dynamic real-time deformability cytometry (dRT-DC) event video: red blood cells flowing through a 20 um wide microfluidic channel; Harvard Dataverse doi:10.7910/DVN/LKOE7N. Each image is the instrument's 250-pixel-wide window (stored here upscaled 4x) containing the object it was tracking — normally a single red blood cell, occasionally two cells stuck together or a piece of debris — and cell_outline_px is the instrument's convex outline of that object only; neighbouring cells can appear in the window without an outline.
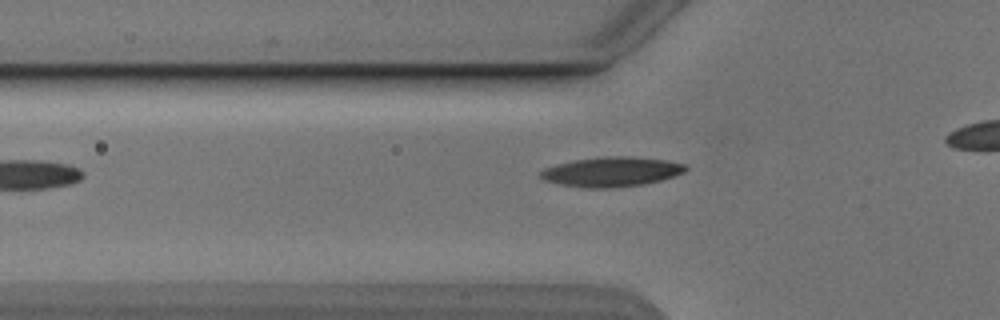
{"species": "Egyptian fruit bat (a non-hibernating species)", "species_latin": "Rousettus aegyptiacus", "temperature_condition": "cold", "stored_images_in_passage": 29, "camera_frame_rate_fps": 3000, "um_per_image_px": 0.085, "animal": {"sex": "male"}, "frame": {"image": 1, "passage_image": 3, "time_ms": 0.667, "image_size_px": [1000, 320], "cell_outline_px": [[684, 168], [680, 172], [668, 176], [652, 180], [632, 184], [572, 184], [556, 180], [544, 176], [544, 172], [552, 168], [564, 164], [584, 160], [656, 160], [676, 164]], "centroid_in_image_um": [52.04, 14.59], "position_along_channel_um": 73.8, "area_um2": 19.25}}
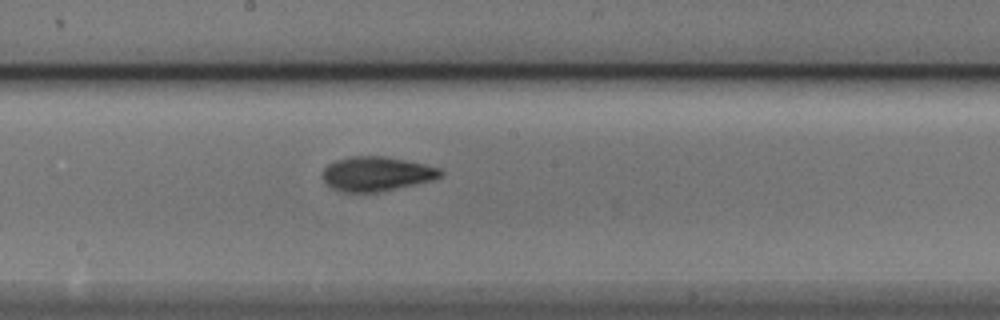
{"frame": {"image": 2, "passage_image": 14, "time_ms": 4.333, "image_size_px": [1000, 320], "cell_outline_px": [[440, 172], [436, 176], [420, 180], [384, 188], [344, 188], [332, 184], [324, 176], [324, 172], [332, 164], [348, 160], [392, 160], [416, 164], [432, 168]], "centroid_in_image_um": [31.97, 14.76], "position_along_channel_um": 216.2, "area_um2": 17.92}}
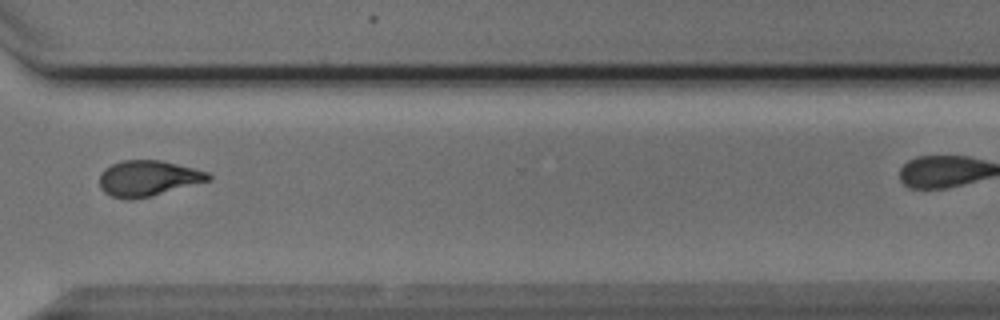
{"frame": {"image": 3, "passage_image": 25, "time_ms": 8.0, "image_size_px": [1000, 320], "cell_outline_px": [[208, 180], [144, 196], [116, 196], [108, 192], [100, 184], [100, 176], [108, 168], [116, 164], [128, 160], [152, 160], [172, 164], [204, 172], [208, 176]], "centroid_in_image_um": [12.54, 15.11], "position_along_channel_um": 358.1, "area_um2": 20.06}}